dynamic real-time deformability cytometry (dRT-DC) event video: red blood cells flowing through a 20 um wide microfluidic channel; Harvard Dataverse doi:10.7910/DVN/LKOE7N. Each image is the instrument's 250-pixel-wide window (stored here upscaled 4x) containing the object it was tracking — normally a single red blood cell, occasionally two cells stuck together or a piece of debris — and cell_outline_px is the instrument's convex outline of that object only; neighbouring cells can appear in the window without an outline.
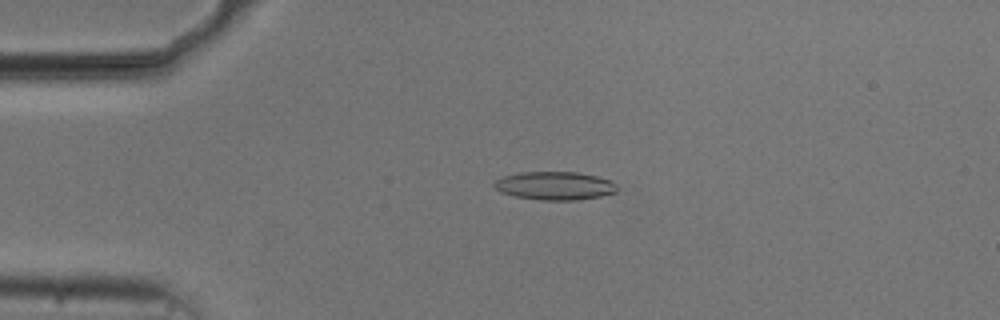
{"species": "common noctule bat (a hibernating species)", "species_latin": "Nyctalus noctula", "temperature_condition": "cold", "stored_images_in_passage": 14, "camera_frame_rate_fps": 3000, "um_per_image_px": 0.085, "animal": {"sex": "male", "body_mass_g": 20.5, "forearm_length_mm": 52.5}, "frame": {"image": 1, "passage_image": 12, "time_ms": 3.667, "image_size_px": [1000, 320], "cell_outline_px": [[616, 192], [600, 196], [576, 200], [540, 200], [516, 196], [500, 192], [492, 184], [496, 180], [504, 176], [520, 172], [576, 172], [596, 176], [608, 180], [616, 184]], "centroid_in_image_um": [47.13, 15.79], "position_along_channel_um": 37.9, "area_um2": 20.06}}